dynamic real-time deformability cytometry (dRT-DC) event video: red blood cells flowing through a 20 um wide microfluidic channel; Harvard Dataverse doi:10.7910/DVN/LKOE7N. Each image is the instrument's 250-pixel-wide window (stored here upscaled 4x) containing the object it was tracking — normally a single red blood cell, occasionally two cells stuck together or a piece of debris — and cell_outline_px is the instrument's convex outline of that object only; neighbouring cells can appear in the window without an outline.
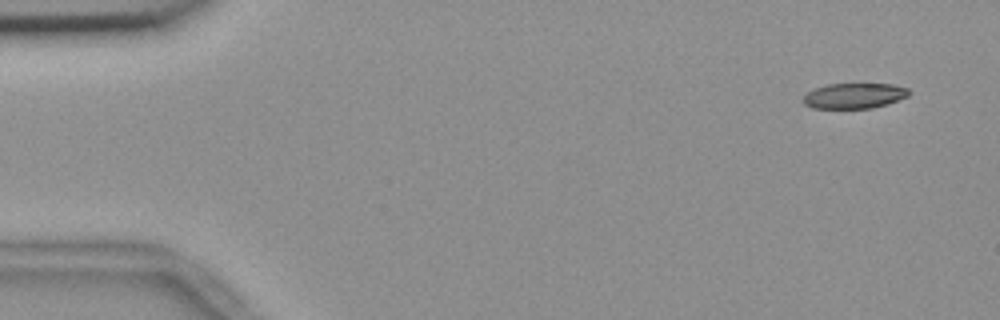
{"species": "common noctule bat (a hibernating species)", "species_latin": "Nyctalus noctula", "temperature_condition": "room temperature", "stored_images_in_passage": 50, "camera_frame_rate_fps": 3000, "um_per_image_px": 0.085, "animal": {"sex": "female", "body_mass_g": 18.4}, "frame": {"image": 1, "passage_image": 1, "time_ms": 0.0, "image_size_px": [1000, 320], "cell_outline_px": [[912, 92], [908, 96], [888, 104], [872, 108], [812, 108], [804, 104], [804, 96], [808, 92], [816, 88], [828, 84], [892, 84], [908, 88]], "centroid_in_image_um": [72.65, 8.14], "position_along_channel_um": 12.3, "area_um2": 15.61}}
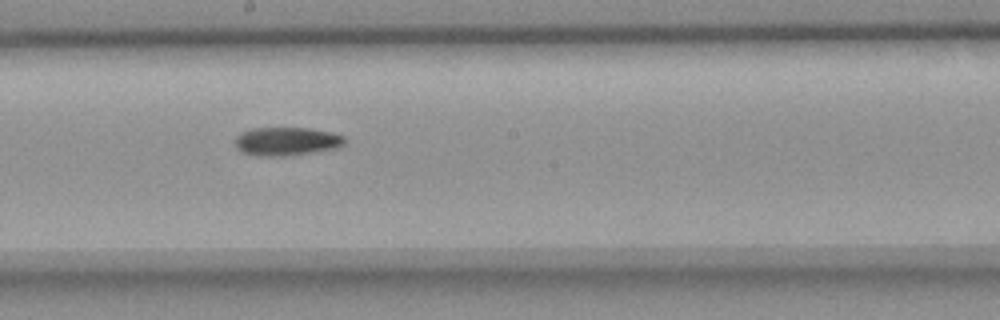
{"frame": {"image": 2, "passage_image": 28, "time_ms": 9.0, "image_size_px": [1000, 320], "cell_outline_px": [[348, 140], [340, 148], [284, 156], [260, 156], [240, 152], [236, 148], [232, 140], [240, 132], [252, 128], [308, 128], [332, 132], [344, 136]], "centroid_in_image_um": [24.34, 12.01], "position_along_channel_um": 223.9, "area_um2": 18.55}}
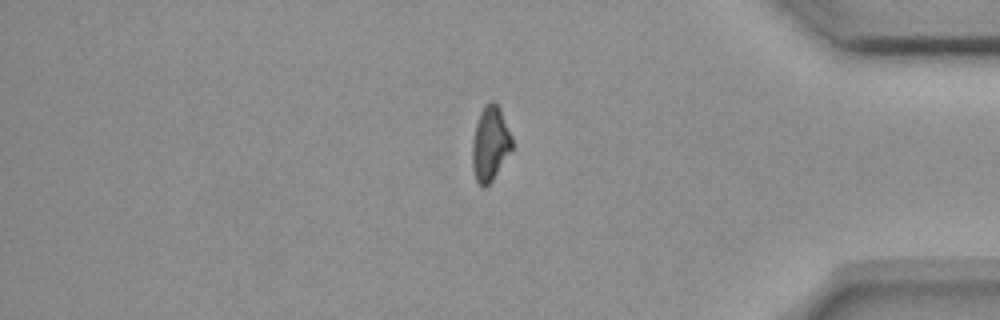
{"frame": {"image": 3, "passage_image": 44, "time_ms": 14.333, "image_size_px": [1000, 320], "cell_outline_px": [[512, 148], [492, 180], [484, 188], [476, 180], [472, 168], [472, 140], [476, 124], [480, 112], [492, 100], [500, 108], [512, 136]], "centroid_in_image_um": [41.65, 12.22], "position_along_channel_um": 393.5, "area_um2": 16.99}, "authors_computed_cell_mechanics": {"area_um2": 17.5423, "velocity_mm_per_s": 3.681, "shape_relaxation_time_tau1_ms": 8.3903, "shape_relaxation_time_tau2_ms": null, "deformation_change_tau1": 0.1604, "deformation_change_tau2": null}}